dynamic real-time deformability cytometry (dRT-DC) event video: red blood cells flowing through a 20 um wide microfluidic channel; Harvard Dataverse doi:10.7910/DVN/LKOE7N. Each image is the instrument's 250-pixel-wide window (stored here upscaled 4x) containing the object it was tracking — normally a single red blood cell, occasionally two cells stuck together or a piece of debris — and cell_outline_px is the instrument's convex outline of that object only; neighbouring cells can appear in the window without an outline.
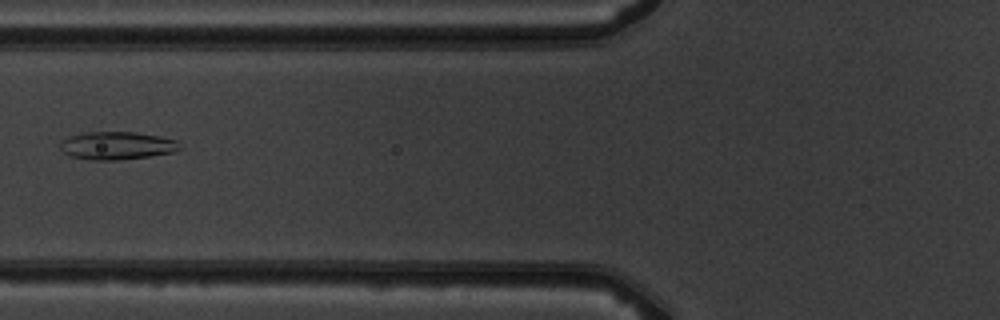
{"species": "common noctule bat (a hibernating species)", "species_latin": "Nyctalus noctula", "temperature_condition": "warm", "stored_images_in_passage": 7, "camera_frame_rate_fps": 3000, "um_per_image_px": 0.085, "animal": {"sex": "male", "body_mass_g": 19.5, "forearm_length_mm": 54.6}, "frame": {"image": 1, "passage_image": 6, "time_ms": 6.0, "image_size_px": [1000, 320], "cell_outline_px": [[184, 148], [176, 152], [148, 156], [116, 160], [88, 160], [72, 156], [64, 152], [60, 148], [60, 144], [64, 140], [72, 136], [84, 132], [136, 132], [160, 136], [176, 140]], "centroid_in_image_um": [10.0, 12.38], "position_along_channel_um": 115.8, "area_um2": 19.42}}